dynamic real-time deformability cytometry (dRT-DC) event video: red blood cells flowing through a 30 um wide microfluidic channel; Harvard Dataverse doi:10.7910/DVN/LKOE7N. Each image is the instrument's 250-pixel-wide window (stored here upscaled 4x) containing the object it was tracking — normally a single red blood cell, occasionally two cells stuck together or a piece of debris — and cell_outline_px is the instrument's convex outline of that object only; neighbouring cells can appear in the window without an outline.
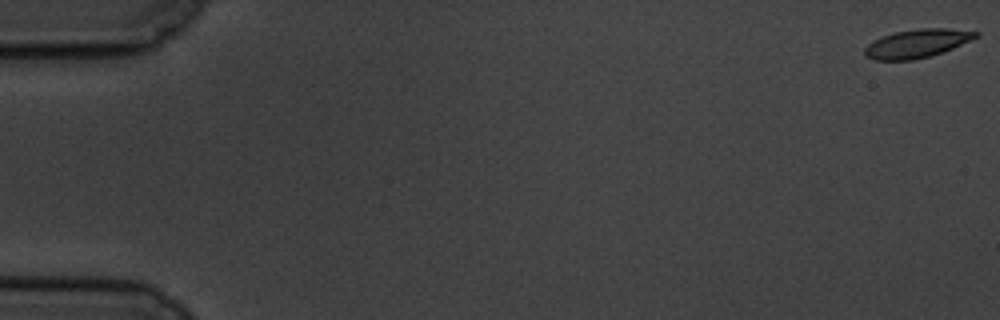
{"species": "common noctule bat (a hibernating species)", "species_latin": "Nyctalus noctula", "temperature_condition": "cold", "stored_images_in_passage": 59, "camera_frame_rate_fps": 3000, "um_per_image_px": 0.085, "animal": {"sex": "male", "body_mass_g": 19.5, "forearm_length_mm": 54.6}, "frame": {"image": 1, "passage_image": 1, "time_ms": 0.0, "image_size_px": [1000, 320], "cell_outline_px": [[980, 36], [944, 52], [912, 60], [876, 60], [864, 56], [864, 48], [872, 40], [880, 36], [896, 32], [920, 28], [948, 28], [980, 32]], "centroid_in_image_um": [77.94, 3.69], "position_along_channel_um": 7.1, "area_um2": 18.55}}
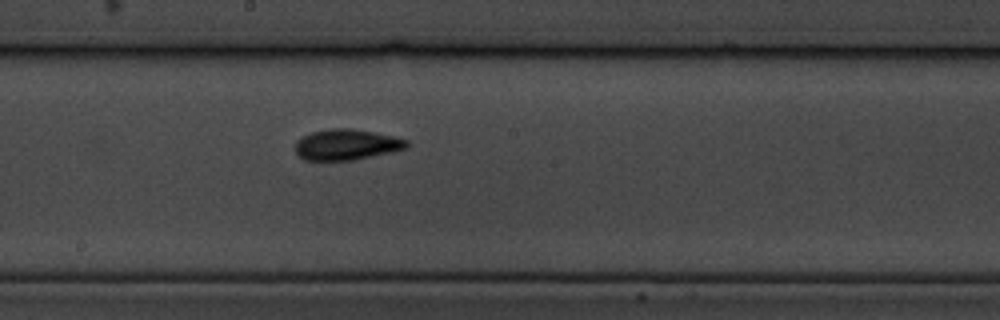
{"frame": {"image": 2, "passage_image": 33, "time_ms": 10.667, "image_size_px": [1000, 320], "cell_outline_px": [[408, 148], [392, 152], [352, 160], [304, 160], [296, 152], [296, 140], [300, 136], [312, 132], [332, 128], [352, 128], [376, 132], [408, 140]], "centroid_in_image_um": [29.46, 12.28], "position_along_channel_um": 218.7, "area_um2": 20.06}}
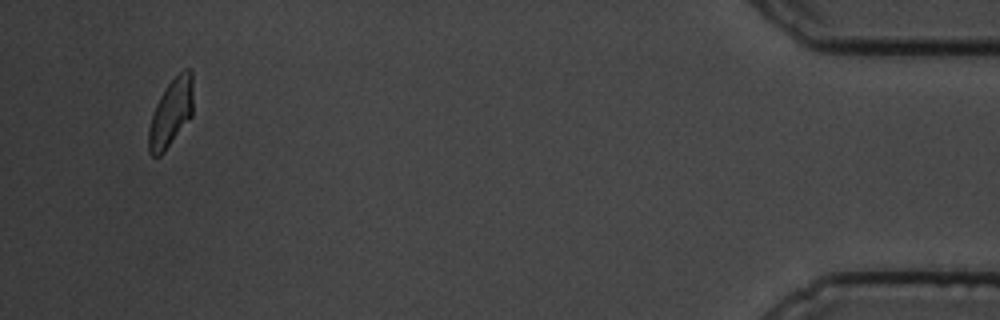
{"frame": {"image": 3, "passage_image": 57, "time_ms": 18.667, "image_size_px": [1000, 320], "cell_outline_px": [[192, 116], [164, 152], [160, 156], [152, 156], [148, 152], [148, 128], [156, 104], [160, 96], [168, 84], [184, 68], [188, 68], [192, 72]], "centroid_in_image_um": [14.52, 9.61], "position_along_channel_um": 420.7, "area_um2": 17.46}, "authors_computed_cell_mechanics": {"area_um2": 18.8428, "velocity_mm_per_s": 3.4314, "shape_relaxation_time_tau1_ms": 2.8289, "shape_relaxation_time_tau2_ms": 1.7032, "deformation_change_tau1": 0.1214, "deformation_change_tau2": 0.052}}